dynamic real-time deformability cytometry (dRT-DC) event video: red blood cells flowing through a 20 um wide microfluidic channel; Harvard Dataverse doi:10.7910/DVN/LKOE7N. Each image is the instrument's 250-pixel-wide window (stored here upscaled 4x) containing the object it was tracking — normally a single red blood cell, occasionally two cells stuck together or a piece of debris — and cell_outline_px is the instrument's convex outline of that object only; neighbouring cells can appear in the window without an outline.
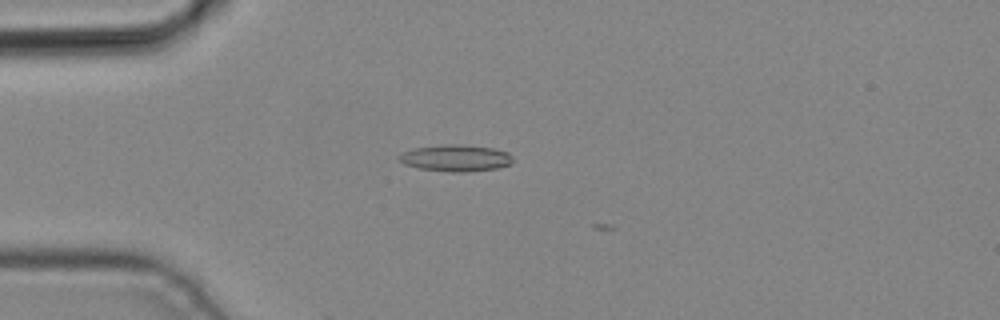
{"species": "common noctule bat (a hibernating species)", "species_latin": "Nyctalus noctula", "temperature_condition": "cold", "stored_images_in_passage": 3, "camera_frame_rate_fps": 3000, "um_per_image_px": 0.085, "animal": {"sex": "male", "body_mass_g": 19.2, "forearm_length_mm": 51.8}, "frame": {"image": 1, "passage_image": 2, "time_ms": 0.333, "image_size_px": [1000, 320], "cell_outline_px": [[512, 164], [496, 168], [464, 172], [452, 172], [416, 168], [404, 164], [396, 156], [412, 148], [444, 144], [456, 144], [496, 148], [508, 152], [512, 156]], "centroid_in_image_um": [38.73, 13.43], "position_along_channel_um": 46.3, "area_um2": 17.8}}